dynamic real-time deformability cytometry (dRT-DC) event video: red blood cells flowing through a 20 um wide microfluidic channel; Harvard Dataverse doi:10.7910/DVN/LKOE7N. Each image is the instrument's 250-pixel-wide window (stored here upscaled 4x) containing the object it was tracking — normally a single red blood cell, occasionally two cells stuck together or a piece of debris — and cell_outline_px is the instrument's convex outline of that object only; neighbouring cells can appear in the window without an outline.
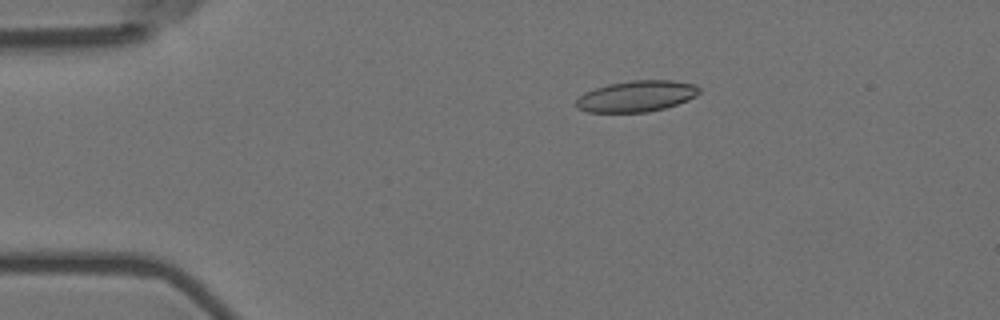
{"species": "Egyptian fruit bat (a non-hibernating species)", "species_latin": "Rousettus aegyptiacus", "temperature_condition": "room temperature", "stored_images_in_passage": 9, "camera_frame_rate_fps": 3000, "um_per_image_px": 0.085, "animal": {"sex": "female"}, "frame": {"image": 1, "passage_image": 3, "time_ms": 0.667, "image_size_px": [1000, 320], "cell_outline_px": [[700, 92], [696, 96], [688, 100], [664, 108], [648, 112], [588, 112], [576, 108], [576, 100], [584, 92], [608, 84], [632, 80], [672, 80], [692, 84], [700, 88]], "centroid_in_image_um": [54.09, 8.18], "position_along_channel_um": 30.9, "area_um2": 22.25}}
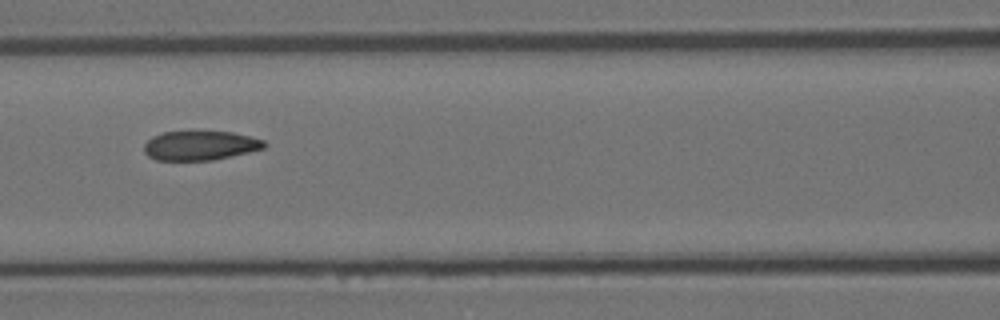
{"frame": {"image": 2, "passage_image": 7, "time_ms": 2.0, "image_size_px": [1000, 320], "cell_outline_px": [[268, 144], [264, 148], [248, 152], [212, 160], [156, 160], [148, 156], [144, 152], [144, 144], [152, 136], [164, 132], [232, 132], [264, 140]], "centroid_in_image_um": [17.0, 12.37], "position_along_channel_um": 149.6, "area_um2": 20.35}}
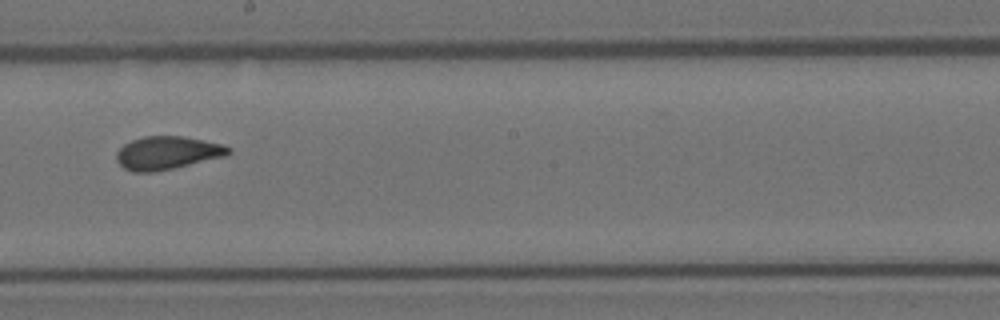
{"frame": {"image": 3, "passage_image": 9, "time_ms": 2.667, "image_size_px": [1000, 320], "cell_outline_px": [[232, 152], [224, 156], [172, 168], [152, 172], [132, 172], [124, 168], [116, 160], [116, 152], [124, 144], [132, 140], [144, 136], [184, 136], [224, 144], [232, 148]], "centroid_in_image_um": [14.21, 12.98], "position_along_channel_um": 234.0, "area_um2": 21.56}}